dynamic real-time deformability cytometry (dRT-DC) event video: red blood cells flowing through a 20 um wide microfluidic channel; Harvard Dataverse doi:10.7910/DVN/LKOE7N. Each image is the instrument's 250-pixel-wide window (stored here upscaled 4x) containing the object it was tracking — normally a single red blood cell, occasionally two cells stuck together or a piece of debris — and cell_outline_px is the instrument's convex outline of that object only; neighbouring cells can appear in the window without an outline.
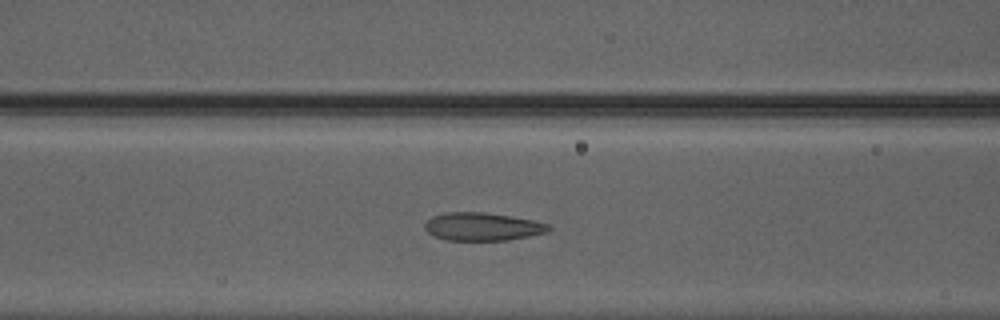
{"species": "Egyptian fruit bat (a non-hibernating species)", "species_latin": "Rousettus aegyptiacus", "temperature_condition": "warm", "stored_images_in_passage": 44, "camera_frame_rate_fps": 3000, "um_per_image_px": 0.085, "animal": {"sex": "male"}, "frame": {"image": 1, "passage_image": 15, "time_ms": 4.667, "image_size_px": [1000, 320], "cell_outline_px": [[552, 228], [548, 232], [532, 236], [508, 240], [444, 240], [432, 236], [424, 228], [424, 224], [432, 216], [444, 212], [484, 212], [512, 216], [532, 220], [548, 224]], "centroid_in_image_um": [41.0, 19.26], "position_along_channel_um": 125.6, "area_um2": 20.46}}
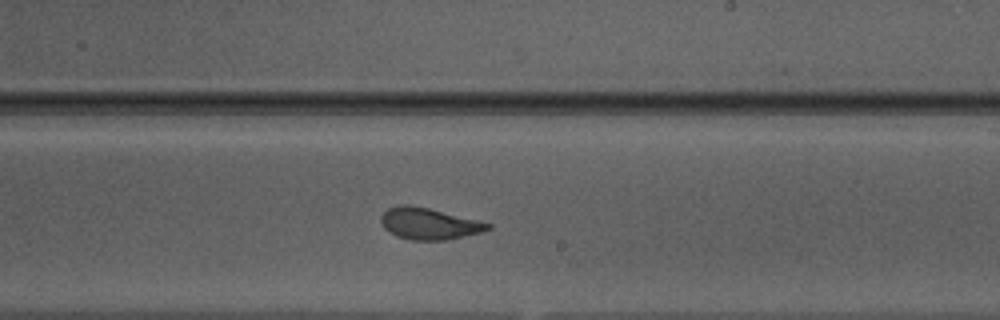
{"frame": {"image": 2, "passage_image": 24, "time_ms": 7.667, "image_size_px": [1000, 320], "cell_outline_px": [[492, 228], [484, 232], [448, 240], [408, 240], [396, 236], [388, 232], [384, 228], [380, 220], [380, 216], [388, 208], [396, 204], [412, 204], [480, 220], [492, 224]], "centroid_in_image_um": [36.47, 19.01], "position_along_channel_um": 252.5, "area_um2": 20.17}}
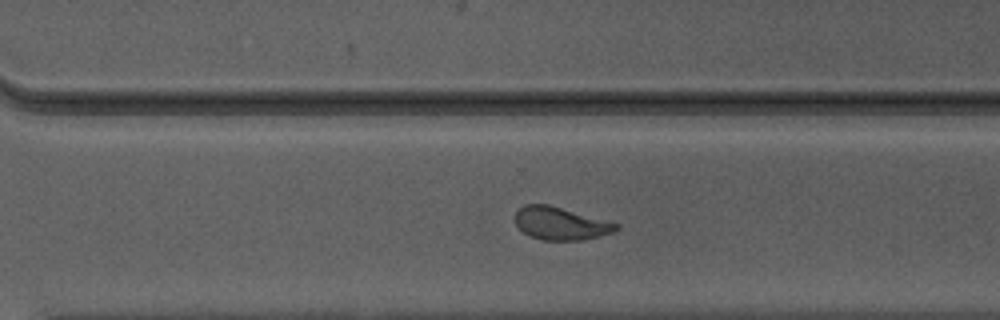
{"frame": {"image": 3, "passage_image": 29, "time_ms": 9.333, "image_size_px": [1000, 320], "cell_outline_px": [[620, 228], [612, 232], [600, 236], [584, 240], [540, 240], [528, 236], [512, 220], [512, 216], [524, 204], [548, 204], [608, 220], [620, 224]], "centroid_in_image_um": [47.63, 18.99], "position_along_channel_um": 323.0, "area_um2": 19.65}, "authors_computed_cell_mechanics": {"area_um2": 20.4612, "velocity_mm_per_s": 4.2466, "shape_relaxation_time_tau1_ms": 6.4352, "shape_relaxation_time_tau2_ms": 0.9893, "deformation_change_tau1": 0.1987, "deformation_change_tau2": 0.0463}}